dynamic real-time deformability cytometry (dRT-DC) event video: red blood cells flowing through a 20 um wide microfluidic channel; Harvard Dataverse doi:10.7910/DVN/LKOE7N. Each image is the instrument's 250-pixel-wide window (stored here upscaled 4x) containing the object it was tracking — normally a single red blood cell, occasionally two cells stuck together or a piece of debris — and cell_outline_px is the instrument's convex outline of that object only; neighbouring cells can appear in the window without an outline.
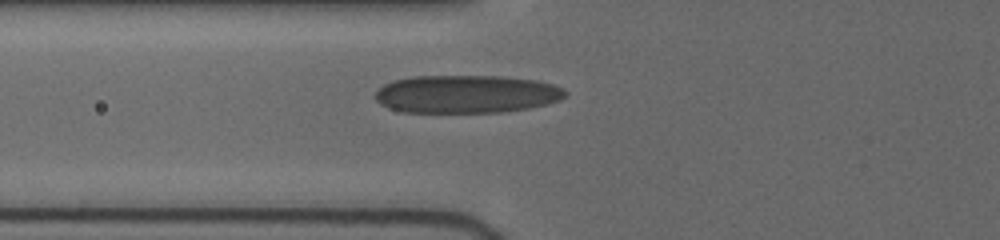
{"species": "human", "species_latin": "Homo sapiens", "temperature_condition": "cold", "stored_images_in_passage": 3, "camera_frame_rate_fps": 3000, "um_per_image_px": 0.085, "donor": {"sex": "female"}, "frame": {"image": 1, "passage_image": 3, "time_ms": 2.0, "image_size_px": [1000, 240], "cell_outline_px": [[568, 92], [560, 100], [528, 108], [500, 112], [404, 112], [380, 104], [376, 100], [376, 92], [384, 84], [392, 80], [412, 76], [500, 76], [536, 80], [552, 84], [564, 88]], "centroid_in_image_um": [39.65, 7.98], "position_along_channel_um": 86.2, "area_um2": 41.96}}